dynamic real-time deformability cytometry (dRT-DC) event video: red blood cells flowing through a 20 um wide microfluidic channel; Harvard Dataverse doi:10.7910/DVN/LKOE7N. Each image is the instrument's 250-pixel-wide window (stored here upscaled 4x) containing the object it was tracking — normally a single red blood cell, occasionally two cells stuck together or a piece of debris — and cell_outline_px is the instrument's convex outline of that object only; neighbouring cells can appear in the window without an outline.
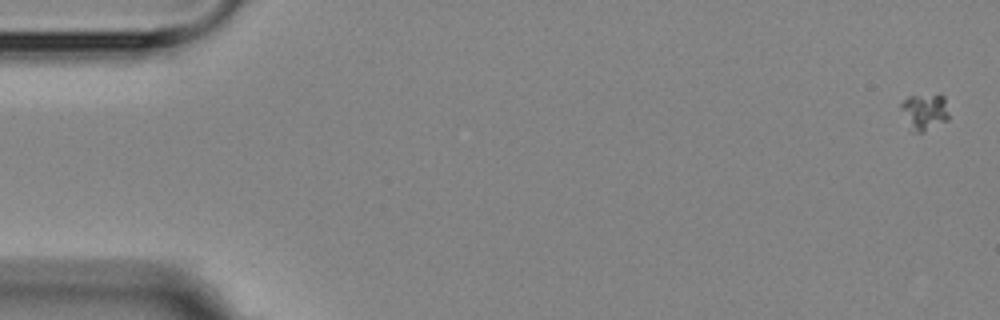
{"species": "Egyptian fruit bat (a non-hibernating species)", "species_latin": "Rousettus aegyptiacus", "temperature_condition": "room temperature", "stored_images_in_passage": 4, "camera_frame_rate_fps": 3000, "um_per_image_px": 0.085, "animal": {"sex": "female"}, "frame": {"image": 1, "passage_image": 4, "time_ms": 6.0, "image_size_px": [1000, 320], "cell_outline_px": [[948, 120], [924, 132], [912, 132], [900, 108], [900, 104], [908, 96], [940, 92], [944, 96], [948, 112]], "centroid_in_image_um": [78.6, 9.46], "position_along_channel_um": 6.4, "area_um2": 10.46}}